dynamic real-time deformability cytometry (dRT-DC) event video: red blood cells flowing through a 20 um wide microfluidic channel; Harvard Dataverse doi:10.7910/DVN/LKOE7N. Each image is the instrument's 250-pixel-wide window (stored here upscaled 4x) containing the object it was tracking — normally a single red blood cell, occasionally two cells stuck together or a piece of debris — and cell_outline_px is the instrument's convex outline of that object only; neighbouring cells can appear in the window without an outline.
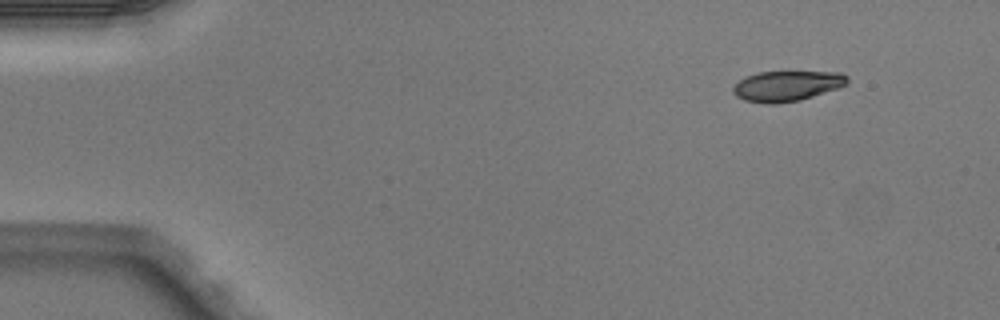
{"species": "Egyptian fruit bat (a non-hibernating species)", "species_latin": "Rousettus aegyptiacus", "temperature_condition": "warm", "stored_images_in_passage": 3, "camera_frame_rate_fps": 3000, "um_per_image_px": 0.085, "animal": {"sex": "male"}, "frame": {"image": 1, "passage_image": 1, "time_ms": 0.0, "image_size_px": [1000, 320], "cell_outline_px": [[848, 84], [840, 88], [800, 100], [776, 104], [764, 104], [744, 100], [736, 96], [732, 92], [732, 88], [744, 76], [756, 72], [840, 72], [848, 76]], "centroid_in_image_um": [66.89, 7.31], "position_along_channel_um": 18.1, "area_um2": 20.46}}